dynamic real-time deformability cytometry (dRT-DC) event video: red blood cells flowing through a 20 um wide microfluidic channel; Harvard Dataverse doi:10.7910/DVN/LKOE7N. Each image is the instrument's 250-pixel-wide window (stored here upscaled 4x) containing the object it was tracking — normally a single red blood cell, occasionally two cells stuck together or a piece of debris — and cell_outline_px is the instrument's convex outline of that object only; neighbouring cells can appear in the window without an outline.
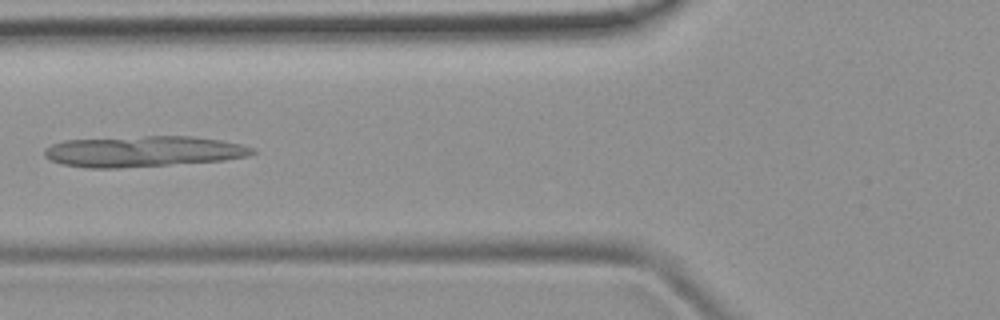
{"species": "common noctule bat (a hibernating species)", "species_latin": "Nyctalus noctula", "temperature_condition": "room temperature", "stored_images_in_passage": 4, "camera_frame_rate_fps": 3000, "um_per_image_px": 0.085, "animal": {"sex": "female", "body_mass_g": 19.9}, "frame": {"image": 1, "passage_image": 3, "time_ms": 2.333, "image_size_px": [1000, 320], "cell_outline_px": [[256, 152], [248, 156], [224, 160], [120, 168], [84, 168], [60, 164], [44, 156], [44, 152], [52, 144], [64, 140], [144, 136], [192, 136], [220, 140], [240, 144], [252, 148]], "centroid_in_image_um": [12.15, 12.87], "position_along_channel_um": 113.7, "area_um2": 37.28}}
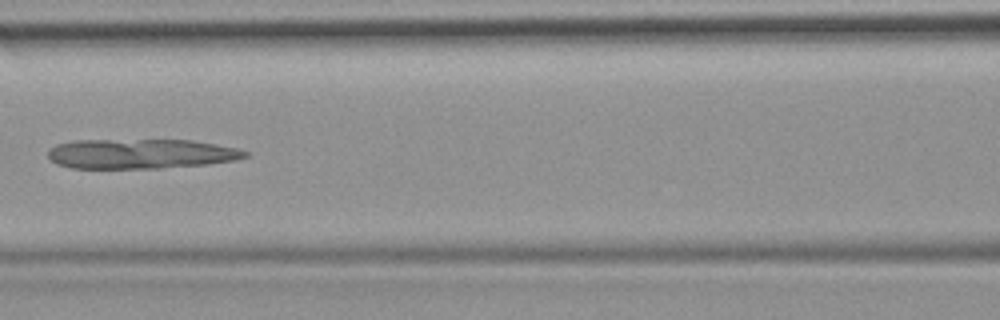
{"frame": {"image": 2, "passage_image": 4, "time_ms": 3.333, "image_size_px": [1000, 320], "cell_outline_px": [[248, 156], [236, 160], [208, 164], [160, 168], [72, 168], [56, 164], [48, 156], [48, 148], [56, 144], [72, 140], [192, 140], [216, 144], [236, 148], [248, 152]], "centroid_in_image_um": [11.94, 13.07], "position_along_channel_um": 154.7, "area_um2": 34.33}}